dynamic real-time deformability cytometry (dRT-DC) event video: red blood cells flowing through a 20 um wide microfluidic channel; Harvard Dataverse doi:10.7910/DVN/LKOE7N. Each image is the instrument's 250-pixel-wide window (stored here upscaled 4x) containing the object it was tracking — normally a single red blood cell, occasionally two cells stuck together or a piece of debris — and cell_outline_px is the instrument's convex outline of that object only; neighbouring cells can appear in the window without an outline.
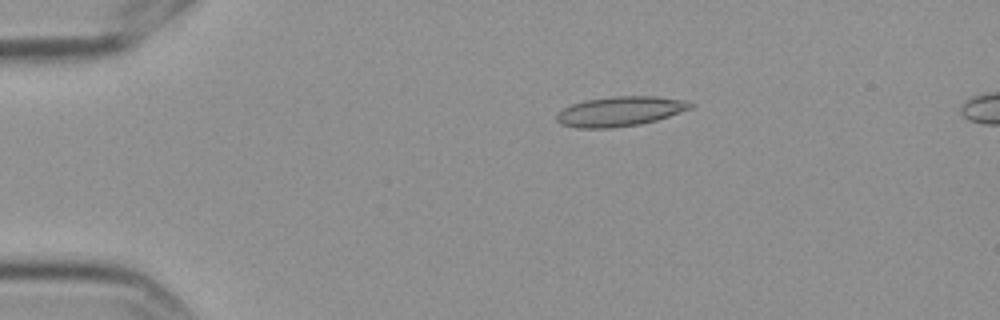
{"species": "Egyptian fruit bat (a non-hibernating species)", "species_latin": "Rousettus aegyptiacus", "temperature_condition": "cold", "stored_images_in_passage": 10, "camera_frame_rate_fps": 3000, "um_per_image_px": 0.085, "frame": {"image": 1, "passage_image": 4, "time_ms": 1.0, "image_size_px": [1000, 320], "cell_outline_px": [[696, 104], [692, 108], [656, 120], [640, 124], [612, 128], [576, 128], [560, 124], [556, 120], [556, 116], [564, 108], [572, 104], [588, 100], [612, 96], [656, 96], [684, 100]], "centroid_in_image_um": [52.71, 9.47], "position_along_channel_um": 32.3, "area_um2": 23.12}}
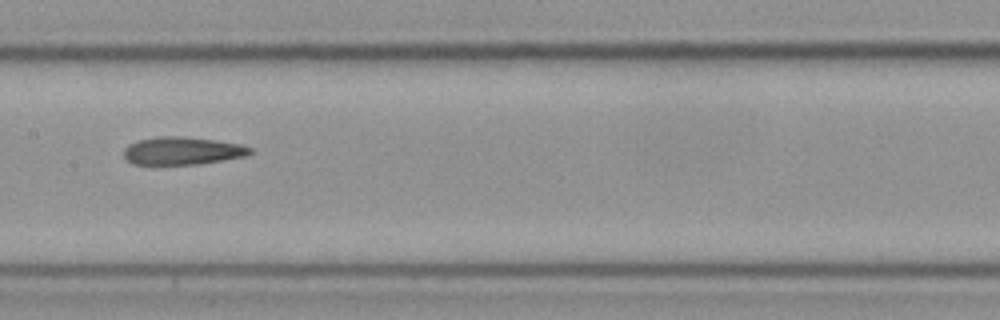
{"frame": {"image": 2, "passage_image": 9, "time_ms": 2.667, "image_size_px": [1000, 320], "cell_outline_px": [[252, 152], [248, 156], [200, 164], [132, 164], [124, 156], [124, 148], [128, 144], [140, 140], [156, 136], [184, 136], [216, 140], [240, 144], [252, 148]], "centroid_in_image_um": [15.52, 12.81], "position_along_channel_um": 191.9, "area_um2": 20.58}}
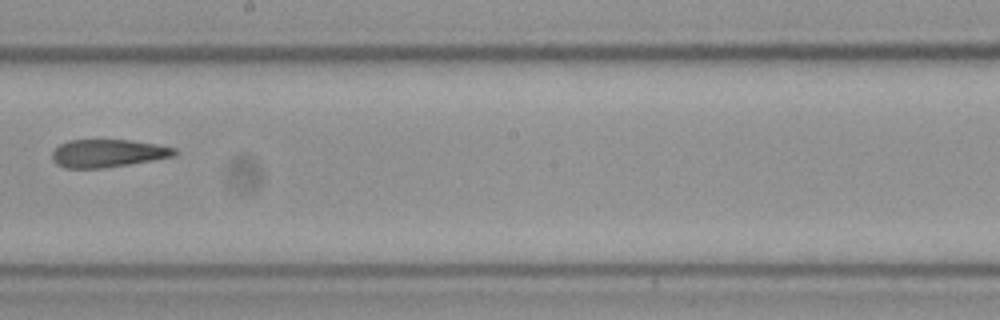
{"frame": {"image": 3, "passage_image": 10, "time_ms": 3.0, "image_size_px": [1000, 320], "cell_outline_px": [[180, 152], [176, 156], [128, 164], [100, 168], [64, 168], [56, 164], [52, 160], [52, 152], [60, 144], [68, 140], [132, 140], [156, 144], [176, 148]], "centroid_in_image_um": [9.18, 13.02], "position_along_channel_um": 239.0, "area_um2": 19.94}}